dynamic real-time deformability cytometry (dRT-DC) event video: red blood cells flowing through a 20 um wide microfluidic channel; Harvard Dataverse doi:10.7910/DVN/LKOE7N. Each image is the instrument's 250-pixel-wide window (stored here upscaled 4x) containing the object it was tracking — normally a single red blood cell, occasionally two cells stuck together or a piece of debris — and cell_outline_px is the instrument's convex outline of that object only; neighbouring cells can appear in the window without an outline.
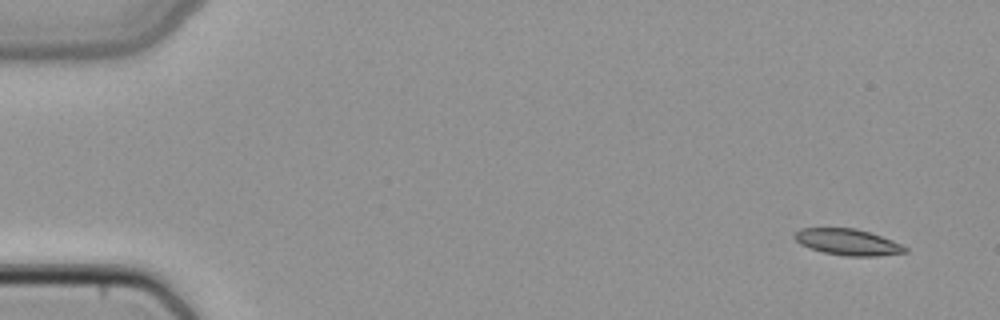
{"species": "common noctule bat (a hibernating species)", "species_latin": "Nyctalus noctula", "temperature_condition": "cold", "stored_images_in_passage": 4, "camera_frame_rate_fps": 3000, "um_per_image_px": 0.085, "animal": {"sex": "female", "body_mass_g": 22.7, "forearm_length_mm": 54.2}, "frame": {"image": 1, "passage_image": 4, "time_ms": 1.0, "image_size_px": [1000, 320], "cell_outline_px": [[908, 252], [880, 256], [848, 256], [824, 252], [800, 244], [792, 236], [800, 228], [856, 228], [892, 240], [908, 248]], "centroid_in_image_um": [72.07, 20.57], "position_along_channel_um": 12.9, "area_um2": 16.76}}